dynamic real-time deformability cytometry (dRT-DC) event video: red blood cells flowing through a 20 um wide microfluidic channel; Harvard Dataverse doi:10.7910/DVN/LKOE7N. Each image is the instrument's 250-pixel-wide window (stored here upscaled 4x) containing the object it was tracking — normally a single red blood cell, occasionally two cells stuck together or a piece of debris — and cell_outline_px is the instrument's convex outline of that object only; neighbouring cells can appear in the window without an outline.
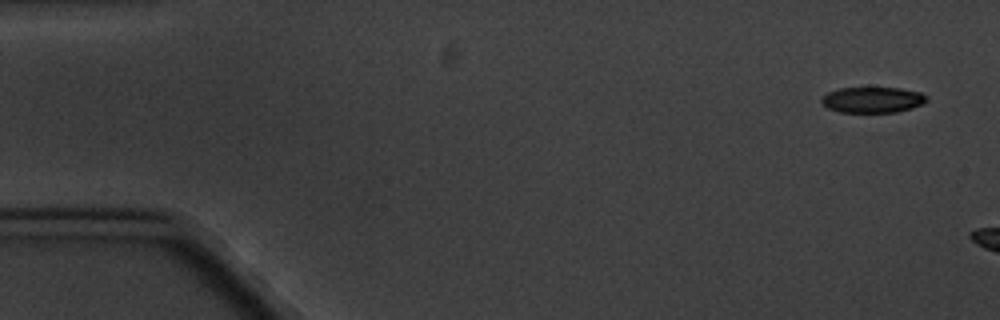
{"species": "common noctule bat (a hibernating species)", "species_latin": "Nyctalus noctula", "temperature_condition": "cold", "stored_images_in_passage": 2, "camera_frame_rate_fps": 3000, "um_per_image_px": 0.085, "animal": {"sex": "male", "body_mass_g": 20.1, "forearm_length_mm": 53.5}, "frame": {"image": 1, "passage_image": 1, "time_ms": 0.0, "image_size_px": [1000, 320], "cell_outline_px": [[928, 100], [912, 108], [896, 112], [840, 112], [828, 108], [820, 100], [828, 92], [840, 88], [900, 88], [920, 92], [928, 96]], "centroid_in_image_um": [74.19, 8.48], "position_along_channel_um": 10.8, "area_um2": 15.66}}